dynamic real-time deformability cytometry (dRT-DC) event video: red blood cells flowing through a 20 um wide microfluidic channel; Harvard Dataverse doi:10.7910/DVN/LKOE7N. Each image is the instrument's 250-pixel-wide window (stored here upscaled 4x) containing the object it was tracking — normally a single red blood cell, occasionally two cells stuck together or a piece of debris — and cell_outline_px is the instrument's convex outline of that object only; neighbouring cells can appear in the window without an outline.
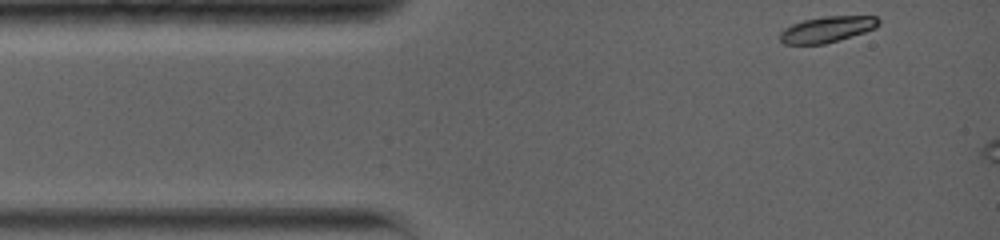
{"species": "common noctule bat (a hibernating species)", "species_latin": "Nyctalus noctula", "temperature_condition": "warm", "stored_images_in_passage": 5, "camera_frame_rate_fps": 5000, "um_per_image_px": 0.085, "animal": {"sex": "female", "body_mass_g": 19.0, "forearm_length_mm": 56.7}, "frame": {"image": 1, "passage_image": 1, "time_ms": 0.0, "image_size_px": [1000, 240], "cell_outline_px": [[880, 24], [876, 28], [864, 32], [824, 44], [784, 44], [780, 40], [780, 32], [784, 28], [792, 24], [804, 20], [824, 16], [876, 16], [880, 20]], "centroid_in_image_um": [70.3, 2.49], "position_along_channel_um": 14.7, "area_um2": 14.85}}